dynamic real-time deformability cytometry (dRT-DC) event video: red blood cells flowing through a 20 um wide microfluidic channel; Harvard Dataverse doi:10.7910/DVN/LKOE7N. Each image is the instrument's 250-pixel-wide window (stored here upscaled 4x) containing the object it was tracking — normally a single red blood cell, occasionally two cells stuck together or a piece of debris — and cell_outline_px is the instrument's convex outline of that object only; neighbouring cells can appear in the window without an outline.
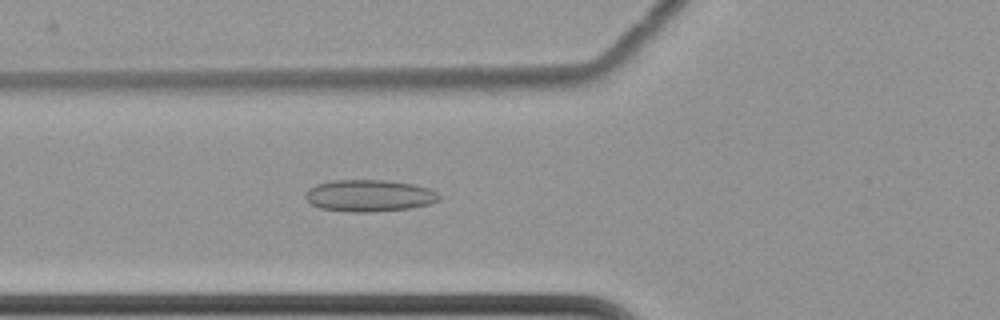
{"species": "common noctule bat (a hibernating species)", "species_latin": "Nyctalus noctula", "temperature_condition": "cold", "stored_images_in_passage": 50, "camera_frame_rate_fps": 3000, "um_per_image_px": 0.085, "animal": {"sex": "female", "body_mass_g": 22.7, "forearm_length_mm": 54.2}, "frame": {"image": 1, "passage_image": 13, "time_ms": 4.0, "image_size_px": [1000, 320], "cell_outline_px": [[440, 200], [428, 204], [408, 208], [376, 212], [352, 212], [320, 208], [312, 204], [304, 196], [304, 192], [308, 188], [316, 184], [332, 180], [384, 180], [416, 184], [428, 188], [436, 192], [440, 196]], "centroid_in_image_um": [31.36, 16.62], "position_along_channel_um": 94.4, "area_um2": 24.91}}
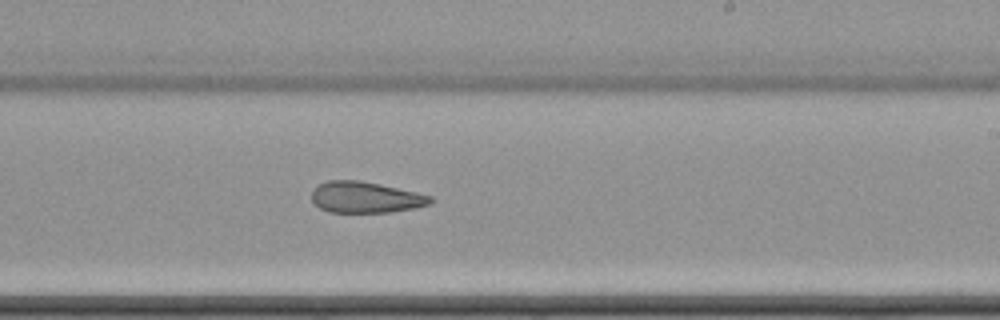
{"frame": {"image": 2, "passage_image": 27, "time_ms": 8.667, "image_size_px": [1000, 320], "cell_outline_px": [[432, 204], [412, 208], [388, 212], [328, 212], [320, 208], [312, 200], [312, 188], [328, 180], [360, 180], [380, 184], [416, 192], [432, 196]], "centroid_in_image_um": [31.05, 16.76], "position_along_channel_um": 257.9, "area_um2": 21.5}}
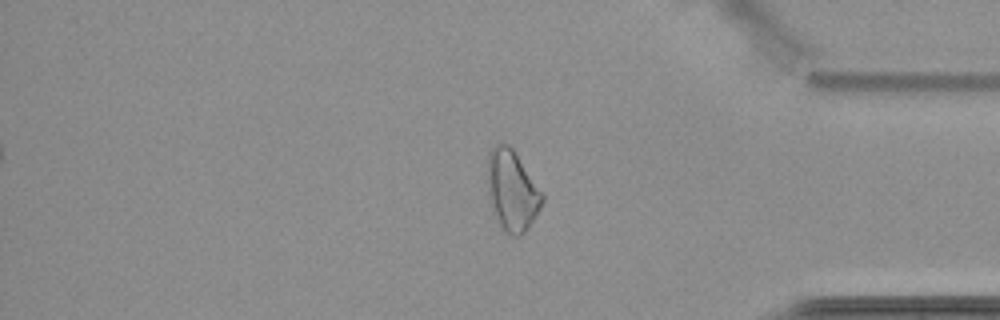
{"frame": {"image": 3, "passage_image": 40, "time_ms": 13.0, "image_size_px": [1000, 320], "cell_outline_px": [[544, 200], [540, 208], [528, 228], [520, 236], [512, 236], [504, 232], [488, 200], [488, 152], [500, 140], [508, 144], [512, 148], [544, 192]], "centroid_in_image_um": [43.53, 16.17], "position_along_channel_um": 391.7, "area_um2": 25.95}, "authors_computed_cell_mechanics": {"area_um2": 24.3916, "velocity_mm_per_s": 3.5083, "shape_relaxation_time_tau1_ms": null, "shape_relaxation_time_tau2_ms": 6.9218, "deformation_change_tau1": null, "deformation_change_tau2": 0.1624}}